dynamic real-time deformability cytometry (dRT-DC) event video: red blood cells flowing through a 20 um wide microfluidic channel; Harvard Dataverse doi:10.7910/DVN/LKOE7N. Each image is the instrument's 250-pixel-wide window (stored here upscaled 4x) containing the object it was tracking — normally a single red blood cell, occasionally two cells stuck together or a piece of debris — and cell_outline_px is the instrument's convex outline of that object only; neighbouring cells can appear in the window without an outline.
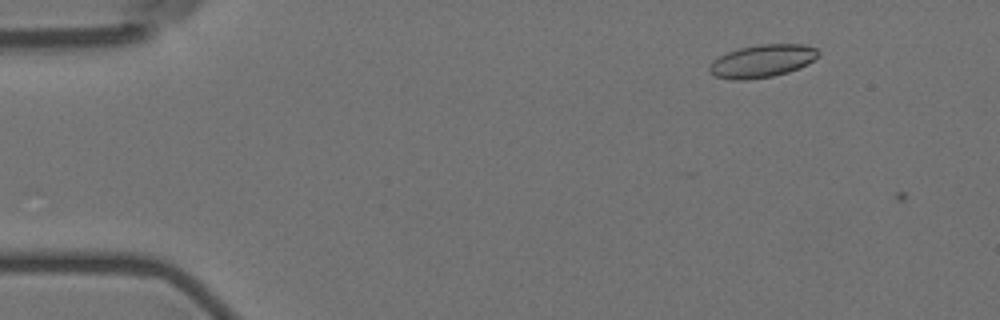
{"species": "Egyptian fruit bat (a non-hibernating species)", "species_latin": "Rousettus aegyptiacus", "temperature_condition": "room temperature", "stored_images_in_passage": 3, "camera_frame_rate_fps": 3000, "um_per_image_px": 0.085, "animal": {"sex": "female"}, "frame": {"image": 1, "passage_image": 2, "time_ms": 1.333, "image_size_px": [1000, 320], "cell_outline_px": [[820, 56], [808, 64], [800, 68], [788, 72], [772, 76], [744, 80], [732, 80], [716, 76], [708, 72], [708, 68], [712, 60], [728, 52], [740, 48], [760, 44], [804, 44], [816, 48], [820, 52]], "centroid_in_image_um": [64.81, 5.19], "position_along_channel_um": 20.2, "area_um2": 20.92}}